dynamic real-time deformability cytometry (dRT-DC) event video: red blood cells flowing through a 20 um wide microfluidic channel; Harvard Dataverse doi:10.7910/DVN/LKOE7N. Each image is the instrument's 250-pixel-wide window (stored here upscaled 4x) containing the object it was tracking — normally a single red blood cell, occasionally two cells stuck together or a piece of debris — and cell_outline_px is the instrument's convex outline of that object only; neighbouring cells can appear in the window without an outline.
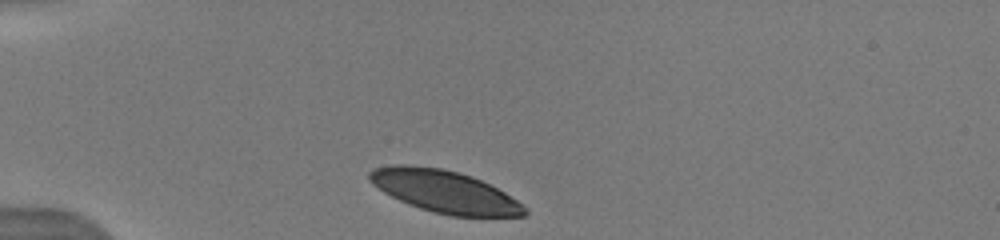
{"species": "human", "species_latin": "Homo sapiens", "temperature_condition": "warm", "stored_images_in_passage": 10, "camera_frame_rate_fps": 3000, "um_per_image_px": 0.085, "donor": {"sex": "male"}, "frame": {"image": 1, "passage_image": 1, "time_ms": 0.0, "image_size_px": [1000, 240], "cell_outline_px": [[528, 212], [524, 216], [452, 216], [432, 212], [408, 204], [384, 192], [372, 184], [368, 180], [368, 172], [376, 168], [392, 164], [408, 164], [440, 168], [460, 172], [472, 176], [504, 192], [524, 204], [528, 208]], "centroid_in_image_um": [37.79, 16.27], "position_along_channel_um": 47.2, "area_um2": 38.32}}